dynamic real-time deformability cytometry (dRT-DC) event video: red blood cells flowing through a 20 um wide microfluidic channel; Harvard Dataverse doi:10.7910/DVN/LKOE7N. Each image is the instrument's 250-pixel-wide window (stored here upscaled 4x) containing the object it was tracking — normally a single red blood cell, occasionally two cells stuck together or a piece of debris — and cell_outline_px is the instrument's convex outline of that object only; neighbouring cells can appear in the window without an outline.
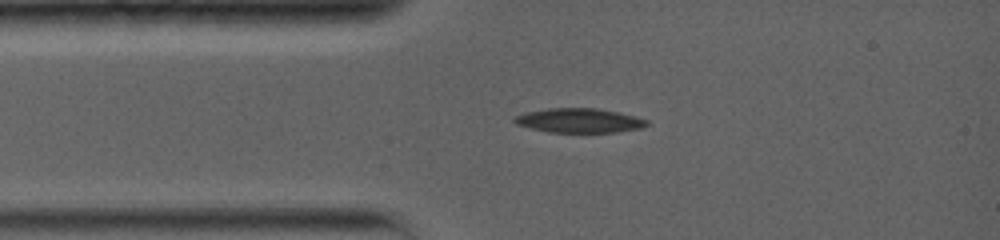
{"species": "common noctule bat (a hibernating species)", "species_latin": "Nyctalus noctula", "temperature_condition": "warm", "stored_images_in_passage": 48, "camera_frame_rate_fps": 5000, "um_per_image_px": 0.085, "animal": {"sex": "female", "body_mass_g": 19.0, "forearm_length_mm": 56.7}, "frame": {"image": 1, "passage_image": 1, "time_ms": 0.0, "image_size_px": [1000, 240], "cell_outline_px": [[648, 124], [640, 128], [616, 132], [548, 132], [516, 124], [512, 120], [516, 116], [524, 112], [548, 108], [596, 108], [620, 112], [636, 116], [648, 120]], "centroid_in_image_um": [49.24, 10.23], "position_along_channel_um": 35.8, "area_um2": 18.79}}
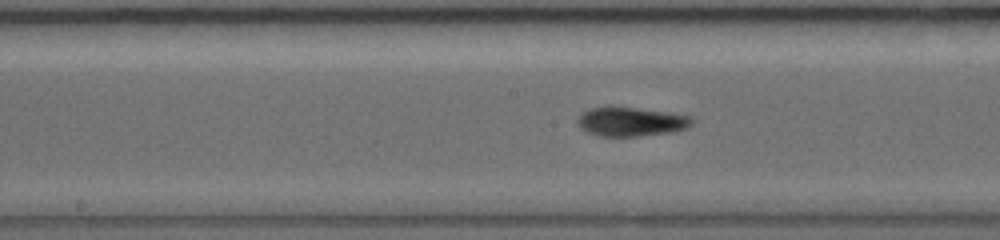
{"frame": {"image": 2, "passage_image": 14, "time_ms": 4.4, "image_size_px": [1000, 240], "cell_outline_px": [[692, 124], [688, 128], [672, 132], [636, 136], [596, 136], [580, 128], [576, 120], [588, 108], [608, 104], [612, 104], [672, 112], [692, 116]], "centroid_in_image_um": [53.62, 10.3], "position_along_channel_um": 194.6, "area_um2": 20.17}}
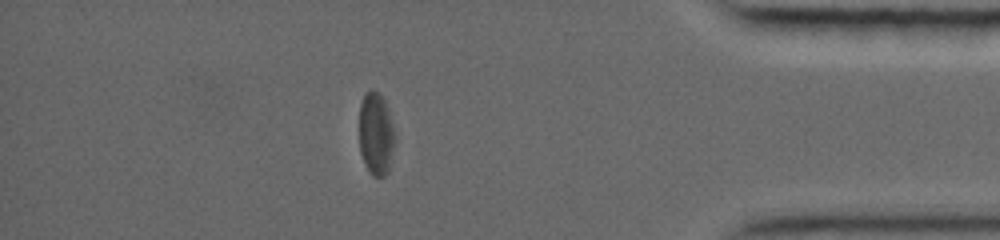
{"frame": {"image": 3, "passage_image": 35, "time_ms": 10.8, "image_size_px": [1000, 240], "cell_outline_px": [[396, 140], [388, 172], [384, 176], [372, 176], [364, 164], [360, 152], [360, 104], [364, 92], [380, 92], [388, 108], [396, 132]], "centroid_in_image_um": [31.99, 11.39], "position_along_channel_um": 403.2, "area_um2": 17.51}, "authors_computed_cell_mechanics": {"area_um2": 19.2763, "velocity_mm_per_s": 3.7864, "shape_relaxation_time_tau1_ms": 3.8835, "shape_relaxation_time_tau2_ms": 3.1946, "deformation_change_tau1": 0.1149, "deformation_change_tau2": 0.1067}}